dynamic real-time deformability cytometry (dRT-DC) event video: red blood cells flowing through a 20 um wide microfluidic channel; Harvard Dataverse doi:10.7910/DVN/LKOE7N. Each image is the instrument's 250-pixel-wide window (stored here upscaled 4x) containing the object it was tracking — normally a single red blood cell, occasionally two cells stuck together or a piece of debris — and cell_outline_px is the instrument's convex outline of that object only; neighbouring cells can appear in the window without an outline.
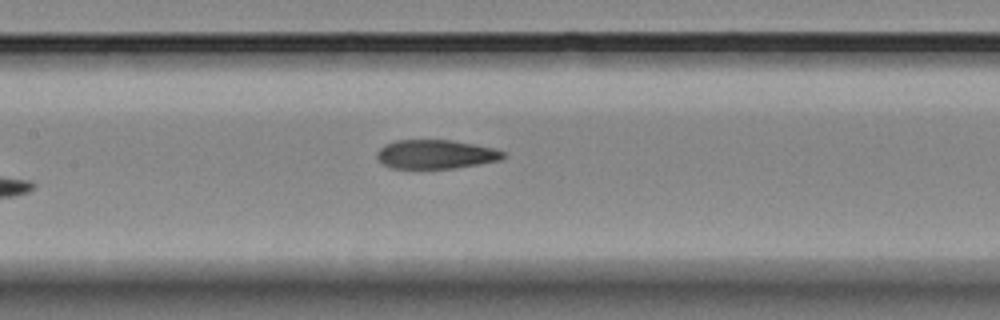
{"species": "Egyptian fruit bat (a non-hibernating species)", "species_latin": "Rousettus aegyptiacus", "temperature_condition": "room temperature", "stored_images_in_passage": 6, "camera_frame_rate_fps": 3000, "um_per_image_px": 0.085, "animal": {"sex": "female"}, "frame": {"image": 1, "passage_image": 6, "time_ms": 6.0, "image_size_px": [1000, 320], "cell_outline_px": [[508, 156], [500, 160], [480, 164], [456, 168], [392, 168], [384, 164], [376, 156], [376, 152], [384, 144], [396, 140], [452, 140], [476, 144], [496, 148], [504, 152]], "centroid_in_image_um": [37.08, 13.1], "position_along_channel_um": 170.3, "area_um2": 21.5}}